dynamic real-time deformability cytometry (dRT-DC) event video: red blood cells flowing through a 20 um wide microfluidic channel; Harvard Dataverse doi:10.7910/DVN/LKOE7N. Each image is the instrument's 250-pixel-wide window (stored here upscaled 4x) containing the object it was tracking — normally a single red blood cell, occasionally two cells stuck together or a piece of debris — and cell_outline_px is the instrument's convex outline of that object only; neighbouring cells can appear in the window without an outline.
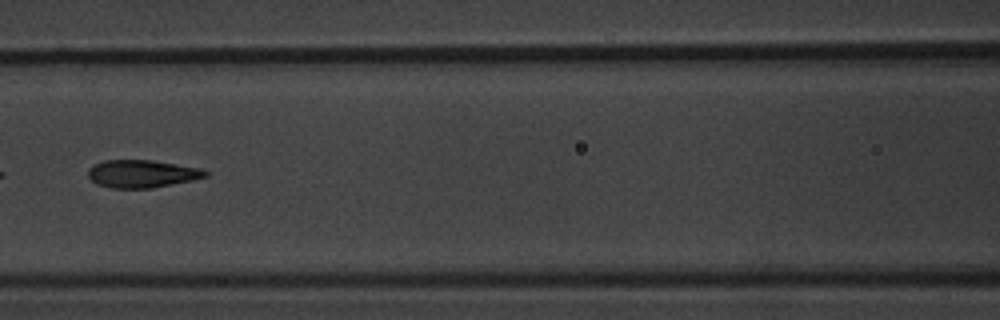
{"species": "common noctule bat (a hibernating species)", "species_latin": "Nyctalus noctula", "temperature_condition": "warm", "stored_images_in_passage": 7, "camera_frame_rate_fps": 3000, "um_per_image_px": 0.085, "animal": {"sex": "male", "body_mass_g": 20.1, "forearm_length_mm": 53.5}, "frame": {"image": 1, "passage_image": 7, "time_ms": 7.0, "image_size_px": [1000, 320], "cell_outline_px": [[208, 176], [192, 180], [152, 188], [112, 188], [96, 184], [88, 176], [88, 168], [92, 164], [104, 160], [152, 160], [200, 168], [208, 172]], "centroid_in_image_um": [12.03, 14.76], "position_along_channel_um": 154.6, "area_um2": 18.96}}